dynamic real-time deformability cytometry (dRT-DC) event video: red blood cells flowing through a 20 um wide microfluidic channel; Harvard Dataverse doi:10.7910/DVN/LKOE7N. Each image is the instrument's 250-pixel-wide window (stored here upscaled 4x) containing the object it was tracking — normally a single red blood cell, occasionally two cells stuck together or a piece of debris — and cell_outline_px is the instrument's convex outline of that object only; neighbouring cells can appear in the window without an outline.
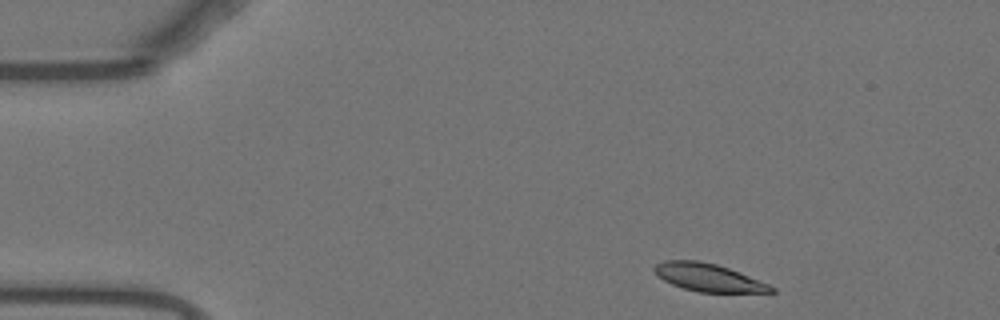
{"species": "Egyptian fruit bat (a non-hibernating species)", "species_latin": "Rousettus aegyptiacus", "temperature_condition": "warm", "stored_images_in_passage": 49, "camera_frame_rate_fps": 3000, "um_per_image_px": 0.085, "animal": {"sex": "female"}, "frame": {"image": 1, "passage_image": 2, "time_ms": 0.333, "image_size_px": [1000, 320], "cell_outline_px": [[776, 292], [700, 292], [684, 288], [672, 284], [664, 280], [652, 268], [656, 264], [664, 260], [700, 260], [716, 264], [728, 268], [768, 284], [776, 288]], "centroid_in_image_um": [60.2, 23.58], "position_along_channel_um": 24.8, "area_um2": 18.61}}
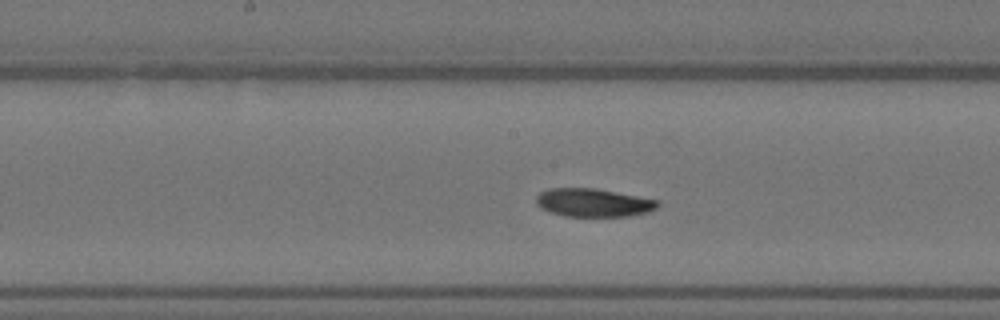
{"frame": {"image": 2, "passage_image": 22, "time_ms": 7.0, "image_size_px": [1000, 320], "cell_outline_px": [[660, 204], [656, 208], [648, 212], [628, 216], [564, 216], [540, 208], [536, 204], [536, 196], [540, 192], [548, 188], [596, 188], [660, 200]], "centroid_in_image_um": [50.44, 17.21], "position_along_channel_um": 197.8, "area_um2": 20.11}}
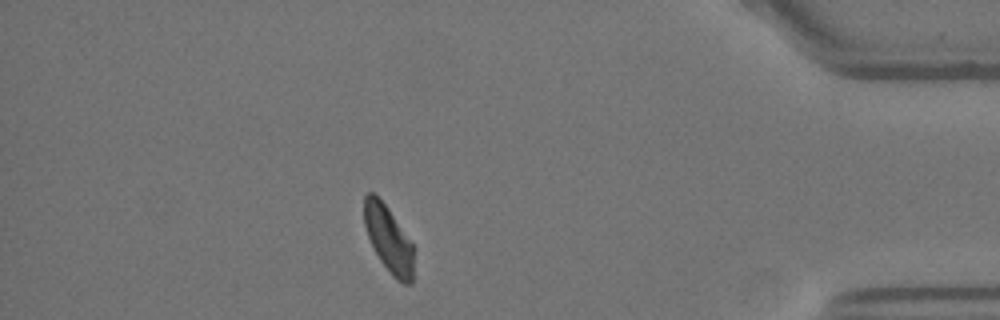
{"frame": {"image": 3, "passage_image": 42, "time_ms": 13.667, "image_size_px": [1000, 320], "cell_outline_px": [[412, 284], [404, 284], [396, 280], [392, 276], [380, 260], [368, 236], [364, 224], [364, 196], [368, 192], [372, 192], [388, 208], [412, 244]], "centroid_in_image_um": [33.0, 20.33], "position_along_channel_um": 402.2, "area_um2": 18.67}, "authors_computed_cell_mechanics": {"area_um2": 20.4612, "velocity_mm_per_s": 3.7028, "shape_relaxation_time_tau1_ms": 5.4947, "shape_relaxation_time_tau2_ms": null, "deformation_change_tau1": 0.1738, "deformation_change_tau2": null}}